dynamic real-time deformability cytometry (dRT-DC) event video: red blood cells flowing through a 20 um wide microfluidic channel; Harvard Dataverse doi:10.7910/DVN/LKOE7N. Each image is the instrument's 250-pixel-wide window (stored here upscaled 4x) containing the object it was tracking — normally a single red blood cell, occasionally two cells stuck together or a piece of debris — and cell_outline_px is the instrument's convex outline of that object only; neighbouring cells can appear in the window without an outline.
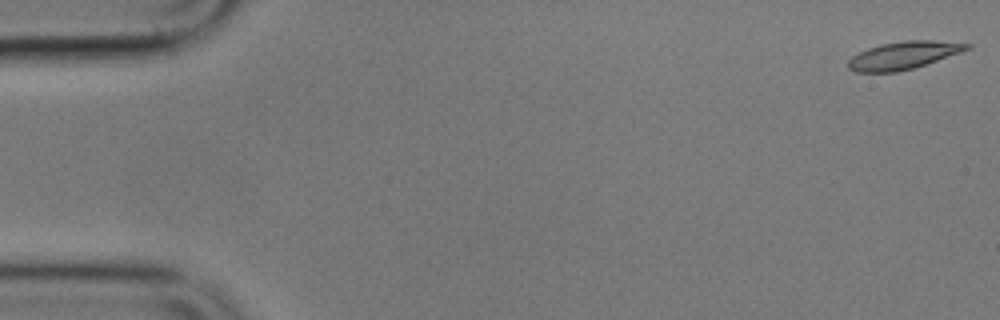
{"species": "common noctule bat (a hibernating species)", "species_latin": "Nyctalus noctula", "temperature_condition": "cold", "stored_images_in_passage": 57, "segment_of_instrument_passage": [1, 2], "camera_frame_rate_fps": 3000, "um_per_image_px": 0.085, "animal": {"sex": "male", "body_mass_g": 17.9}, "frame": {"image": 1, "passage_image": 1, "time_ms": 0.0, "image_size_px": [1000, 320], "cell_outline_px": [[972, 48], [912, 68], [896, 72], [856, 72], [848, 68], [848, 60], [852, 56], [868, 48], [880, 44], [904, 40], [932, 40], [972, 44]], "centroid_in_image_um": [76.77, 4.69], "position_along_channel_um": 8.2, "area_um2": 18.9}}
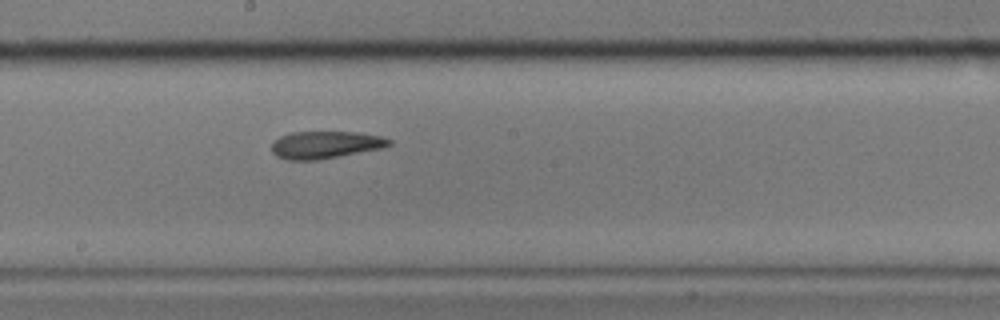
{"frame": {"image": 2, "passage_image": 30, "time_ms": 9.667, "image_size_px": [1000, 320], "cell_outline_px": [[392, 144], [384, 148], [316, 160], [288, 160], [276, 156], [272, 152], [272, 140], [288, 132], [356, 132], [380, 136], [392, 140]], "centroid_in_image_um": [27.63, 12.3], "position_along_channel_um": 220.6, "area_um2": 18.84}}
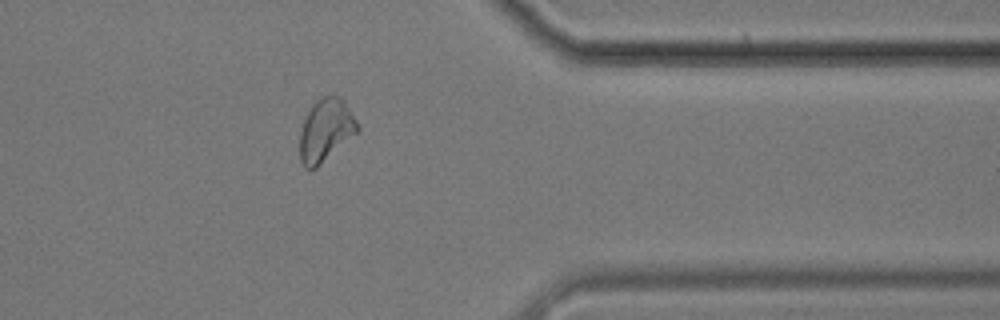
{"frame": {"image": 3, "passage_image": 45, "time_ms": 14.667, "image_size_px": [1000, 320], "cell_outline_px": [[360, 132], [316, 168], [304, 168], [300, 160], [300, 132], [304, 120], [312, 104], [320, 96], [336, 96], [344, 100], [356, 120], [360, 128]], "centroid_in_image_um": [27.71, 11.08], "position_along_channel_um": 383.7, "area_um2": 21.21}}